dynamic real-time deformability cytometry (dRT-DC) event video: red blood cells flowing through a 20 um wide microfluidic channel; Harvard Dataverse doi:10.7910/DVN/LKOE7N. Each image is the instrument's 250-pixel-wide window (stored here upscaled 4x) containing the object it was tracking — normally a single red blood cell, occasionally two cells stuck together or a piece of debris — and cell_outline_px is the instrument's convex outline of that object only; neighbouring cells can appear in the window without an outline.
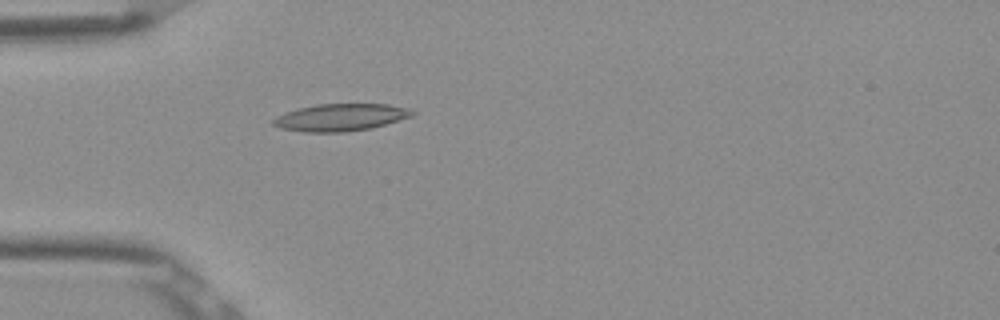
{"species": "Egyptian fruit bat (a non-hibernating species)", "species_latin": "Rousettus aegyptiacus", "temperature_condition": "room temperature", "stored_images_in_passage": 4, "camera_frame_rate_fps": 3000, "um_per_image_px": 0.085, "frame": {"image": 1, "passage_image": 4, "time_ms": 1.0, "image_size_px": [1000, 320], "cell_outline_px": [[416, 112], [412, 116], [372, 128], [344, 132], [304, 132], [280, 128], [272, 124], [272, 120], [276, 116], [300, 108], [316, 104], [388, 104], [408, 108]], "centroid_in_image_um": [28.95, 9.98], "position_along_channel_um": 56.0, "area_um2": 21.96}}